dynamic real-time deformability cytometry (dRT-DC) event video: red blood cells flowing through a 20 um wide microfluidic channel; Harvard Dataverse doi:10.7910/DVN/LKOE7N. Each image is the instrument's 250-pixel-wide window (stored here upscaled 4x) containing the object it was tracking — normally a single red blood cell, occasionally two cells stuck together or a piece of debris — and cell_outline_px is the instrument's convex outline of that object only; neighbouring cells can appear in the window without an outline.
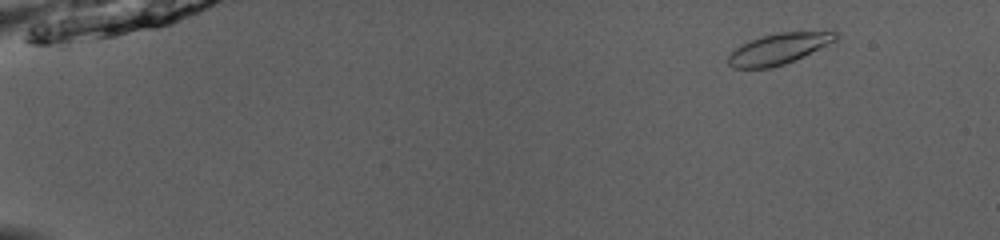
{"species": "common noctule bat (a hibernating species)", "species_latin": "Nyctalus noctula", "temperature_condition": "room temperature", "stored_images_in_passage": 50, "camera_frame_rate_fps": 3000, "um_per_image_px": 0.085, "animal": {"sex": "male", "body_mass_g": 13.0, "forearm_length_mm": 53.1}, "frame": {"image": 1, "passage_image": 4, "time_ms": 1.0, "image_size_px": [1000, 240], "cell_outline_px": [[840, 36], [836, 40], [784, 64], [768, 68], [732, 68], [728, 64], [728, 56], [736, 48], [760, 36], [776, 32], [836, 28], [840, 32]], "centroid_in_image_um": [66.31, 4.07], "position_along_channel_um": 18.7, "area_um2": 19.77}}
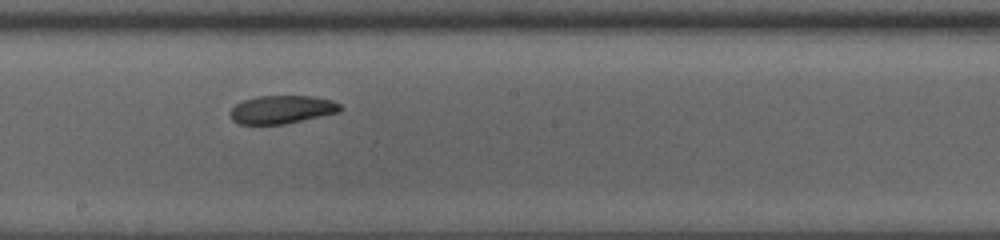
{"frame": {"image": 2, "passage_image": 29, "time_ms": 9.333, "image_size_px": [1000, 240], "cell_outline_px": [[344, 108], [340, 112], [284, 124], [240, 124], [232, 120], [232, 108], [236, 104], [244, 100], [260, 96], [312, 96], [332, 100], [340, 104]], "centroid_in_image_um": [24.01, 9.31], "position_along_channel_um": 224.2, "area_um2": 17.92}}
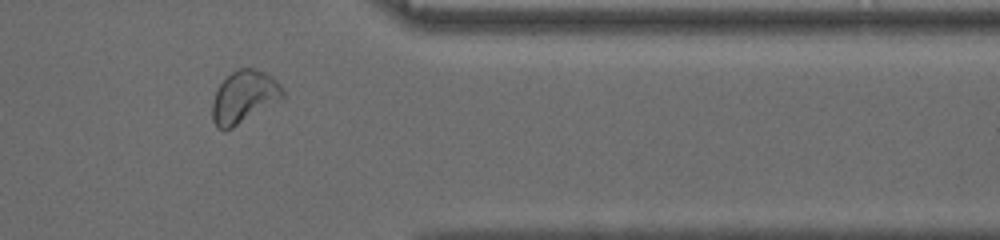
{"frame": {"image": 3, "passage_image": 42, "time_ms": 13.667, "image_size_px": [1000, 240], "cell_outline_px": [[284, 96], [232, 128], [224, 132], [216, 128], [212, 120], [212, 100], [220, 84], [232, 72], [240, 68], [252, 68], [264, 72], [272, 76], [284, 88]], "centroid_in_image_um": [20.7, 8.24], "position_along_channel_um": 390.7, "area_um2": 21.21}, "authors_computed_cell_mechanics": {"area_um2": 19.4786, "velocity_mm_per_s": 3.997, "shape_relaxation_time_tau1_ms": 4.0412, "shape_relaxation_time_tau2_ms": 4.0129, "deformation_change_tau1": 0.11, "deformation_change_tau2": 0.0929}}